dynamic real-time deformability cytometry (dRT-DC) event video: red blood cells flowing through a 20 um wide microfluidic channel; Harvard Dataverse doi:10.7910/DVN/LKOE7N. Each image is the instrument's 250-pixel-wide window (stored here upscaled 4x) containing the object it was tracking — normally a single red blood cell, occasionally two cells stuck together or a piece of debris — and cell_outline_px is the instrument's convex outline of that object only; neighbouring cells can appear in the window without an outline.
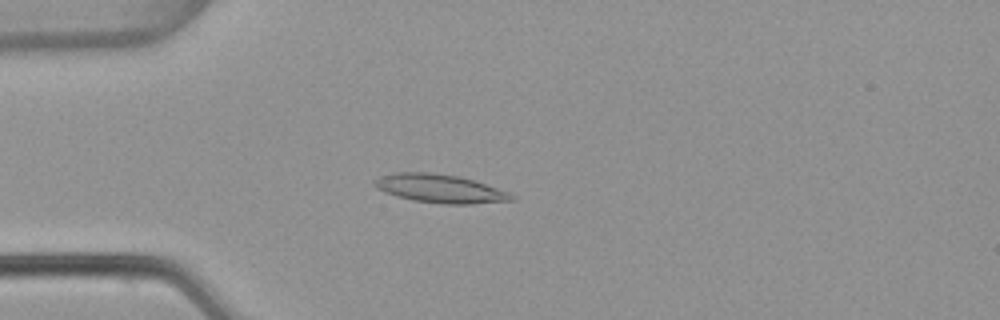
{"species": "common noctule bat (a hibernating species)", "species_latin": "Nyctalus noctula", "temperature_condition": "warm", "stored_images_in_passage": 4, "camera_frame_rate_fps": 3000, "um_per_image_px": 0.085, "animal": {"sex": "female", "body_mass_g": 22.7, "forearm_length_mm": 54.2}, "frame": {"image": 1, "passage_image": 4, "time_ms": 1.0, "image_size_px": [1000, 320], "cell_outline_px": [[516, 200], [472, 204], [444, 204], [412, 200], [376, 188], [372, 180], [380, 176], [392, 172], [432, 172], [456, 176], [472, 180], [508, 192], [516, 196]], "centroid_in_image_um": [37.39, 16.03], "position_along_channel_um": 47.6, "area_um2": 22.54}}